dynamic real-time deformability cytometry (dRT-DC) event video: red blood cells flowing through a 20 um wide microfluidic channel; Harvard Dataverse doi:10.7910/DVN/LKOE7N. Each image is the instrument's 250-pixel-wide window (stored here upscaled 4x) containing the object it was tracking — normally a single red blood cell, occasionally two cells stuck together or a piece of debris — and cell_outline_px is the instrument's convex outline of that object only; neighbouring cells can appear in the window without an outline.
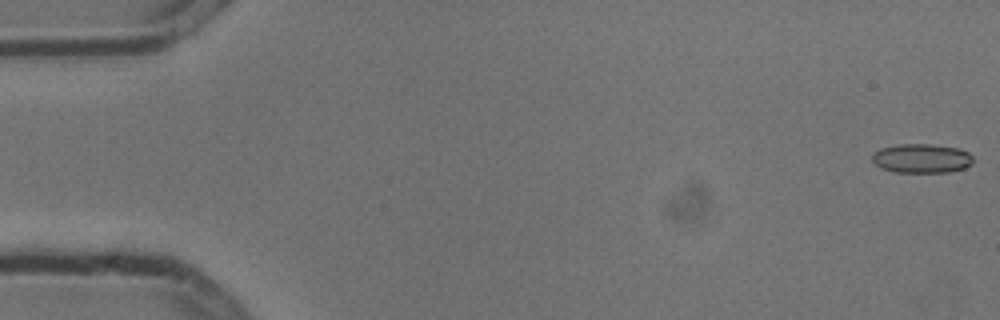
{"species": "common noctule bat (a hibernating species)", "species_latin": "Nyctalus noctula", "temperature_condition": "cold", "stored_images_in_passage": 15, "camera_frame_rate_fps": 3000, "um_per_image_px": 0.085, "animal": {"sex": "male", "body_mass_g": 13.3}, "frame": {"image": 1, "passage_image": 1, "time_ms": 0.0, "image_size_px": [1000, 320], "cell_outline_px": [[972, 164], [964, 168], [948, 172], [896, 172], [880, 168], [872, 160], [872, 152], [880, 148], [900, 144], [928, 144], [960, 148], [968, 152], [972, 156]], "centroid_in_image_um": [78.32, 13.46], "position_along_channel_um": 6.7, "area_um2": 17.22}}
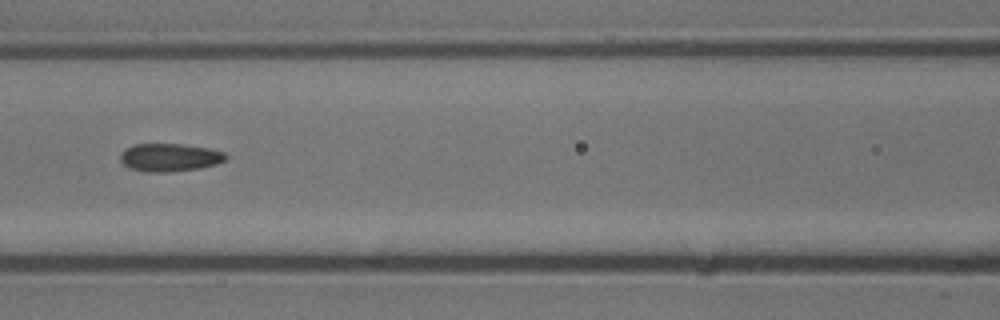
{"frame": {"image": 2, "passage_image": 7, "time_ms": 2.0, "image_size_px": [1000, 320], "cell_outline_px": [[228, 156], [224, 160], [216, 164], [200, 168], [168, 172], [144, 172], [128, 168], [120, 160], [120, 156], [124, 148], [132, 144], [184, 144], [208, 148], [224, 152]], "centroid_in_image_um": [14.39, 13.38], "position_along_channel_um": 152.2, "area_um2": 17.34}}
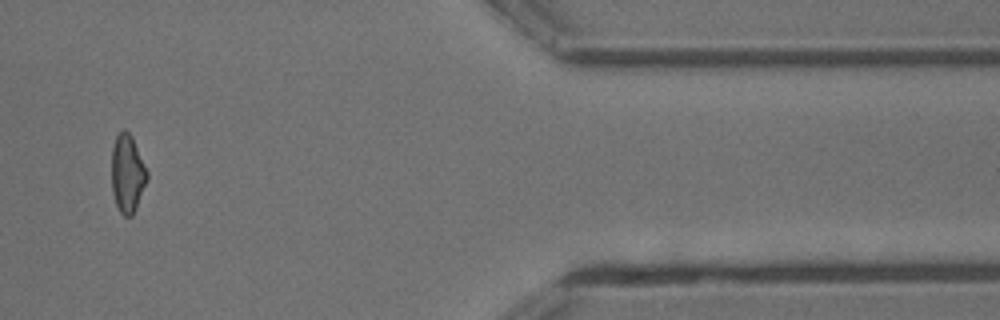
{"frame": {"image": 3, "passage_image": 13, "time_ms": 4.0, "image_size_px": [1000, 320], "cell_outline_px": [[148, 180], [136, 208], [132, 216], [124, 216], [120, 212], [116, 204], [112, 192], [112, 148], [116, 136], [124, 128], [132, 136], [148, 172]], "centroid_in_image_um": [10.84, 14.76], "position_along_channel_um": 400.6, "area_um2": 16.18}}